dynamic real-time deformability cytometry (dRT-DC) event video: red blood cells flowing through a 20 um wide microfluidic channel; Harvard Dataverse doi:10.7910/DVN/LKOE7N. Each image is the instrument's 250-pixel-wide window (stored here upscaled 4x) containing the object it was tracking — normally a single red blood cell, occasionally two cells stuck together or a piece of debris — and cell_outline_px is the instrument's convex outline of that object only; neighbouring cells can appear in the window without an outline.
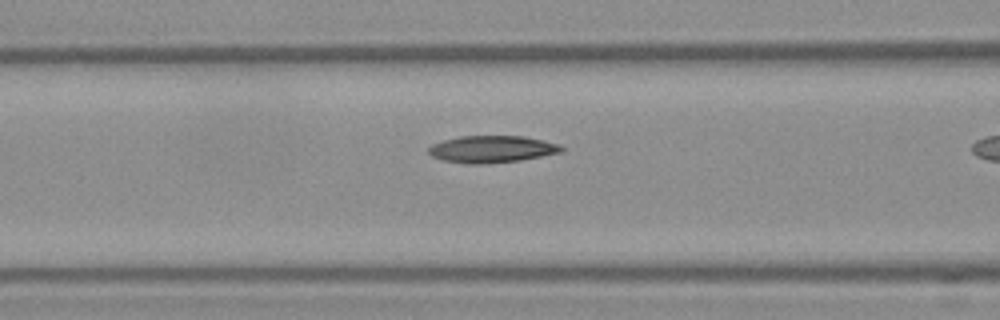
{"species": "Egyptian fruit bat (a non-hibernating species)", "species_latin": "Rousettus aegyptiacus", "temperature_condition": "warm", "stored_images_in_passage": 5, "camera_frame_rate_fps": 3000, "um_per_image_px": 0.085, "frame": {"image": 1, "passage_image": 4, "time_ms": 1.0, "image_size_px": [1000, 320], "cell_outline_px": [[564, 148], [560, 152], [520, 160], [480, 164], [468, 164], [444, 160], [432, 156], [428, 152], [428, 148], [432, 144], [444, 140], [460, 136], [524, 136], [544, 140], [560, 144]], "centroid_in_image_um": [41.8, 12.67], "position_along_channel_um": 124.8, "area_um2": 20.75}}